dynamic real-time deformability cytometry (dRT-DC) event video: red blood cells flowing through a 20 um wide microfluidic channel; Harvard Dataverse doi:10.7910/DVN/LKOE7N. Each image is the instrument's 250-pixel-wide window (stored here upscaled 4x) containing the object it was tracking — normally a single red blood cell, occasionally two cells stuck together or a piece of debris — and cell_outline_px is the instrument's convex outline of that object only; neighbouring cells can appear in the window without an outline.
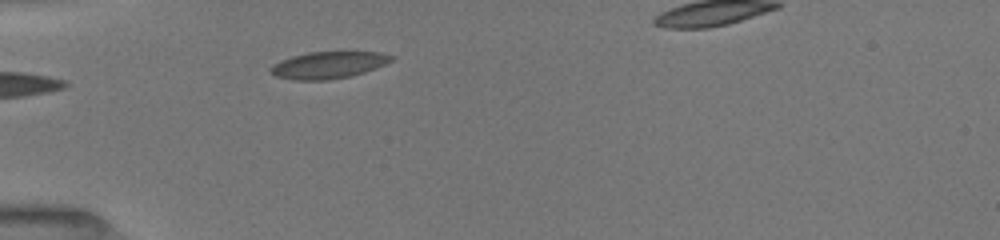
{"species": "common noctule bat (a hibernating species)", "species_latin": "Nyctalus noctula", "temperature_condition": "room temperature", "stored_images_in_passage": 4, "segment_of_instrument_passage": [1, 2], "camera_frame_rate_fps": 3000, "um_per_image_px": 0.085, "animal": {"sex": "female", "body_mass_g": 19.5, "forearm_length_mm": 54.1}, "frame": {"image": 1, "passage_image": 3, "time_ms": 2.0, "image_size_px": [1000, 240], "cell_outline_px": [[396, 56], [392, 60], [376, 68], [352, 76], [328, 80], [292, 80], [276, 76], [268, 72], [268, 68], [280, 60], [292, 56], [308, 52], [380, 52]], "centroid_in_image_um": [27.88, 5.53], "position_along_channel_um": 57.1, "area_um2": 19.07}}